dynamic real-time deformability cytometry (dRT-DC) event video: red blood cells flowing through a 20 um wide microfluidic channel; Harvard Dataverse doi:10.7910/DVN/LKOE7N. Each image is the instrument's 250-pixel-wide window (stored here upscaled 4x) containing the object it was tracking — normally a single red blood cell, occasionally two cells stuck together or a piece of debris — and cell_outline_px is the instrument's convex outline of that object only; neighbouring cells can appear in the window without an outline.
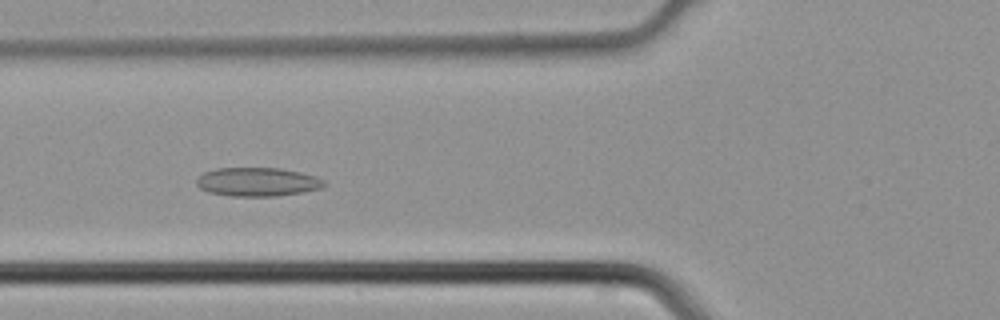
{"species": "common noctule bat (a hibernating species)", "species_latin": "Nyctalus noctula", "temperature_condition": "cold", "stored_images_in_passage": 46, "camera_frame_rate_fps": 3000, "um_per_image_px": 0.085, "animal": {"sex": "male", "body_mass_g": 21.5, "forearm_length_mm": 52.0}, "frame": {"image": 1, "passage_image": 17, "time_ms": 5.333, "image_size_px": [1000, 320], "cell_outline_px": [[328, 184], [320, 188], [304, 192], [276, 196], [228, 196], [208, 192], [200, 188], [196, 184], [196, 180], [204, 172], [216, 168], [280, 168], [300, 172], [316, 176], [324, 180]], "centroid_in_image_um": [21.89, 15.46], "position_along_channel_um": 103.9, "area_um2": 21.5}}
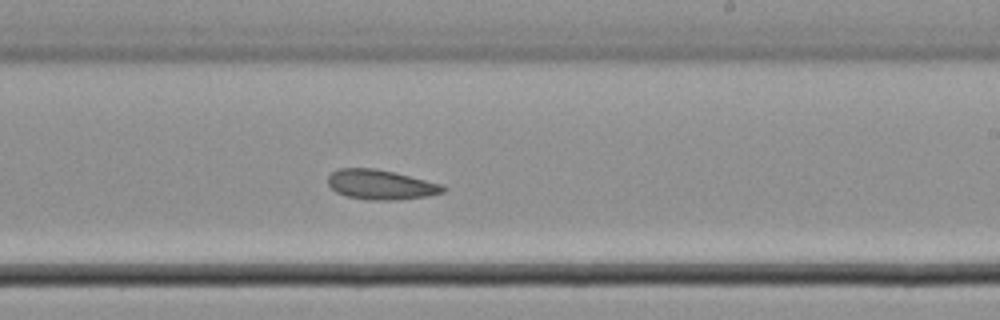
{"frame": {"image": 2, "passage_image": 27, "time_ms": 8.667, "image_size_px": [1000, 320], "cell_outline_px": [[448, 188], [444, 192], [428, 196], [396, 200], [368, 200], [348, 196], [336, 192], [328, 184], [328, 176], [332, 172], [340, 168], [376, 168], [444, 184]], "centroid_in_image_um": [32.4, 15.69], "position_along_channel_um": 256.6, "area_um2": 20.06}}
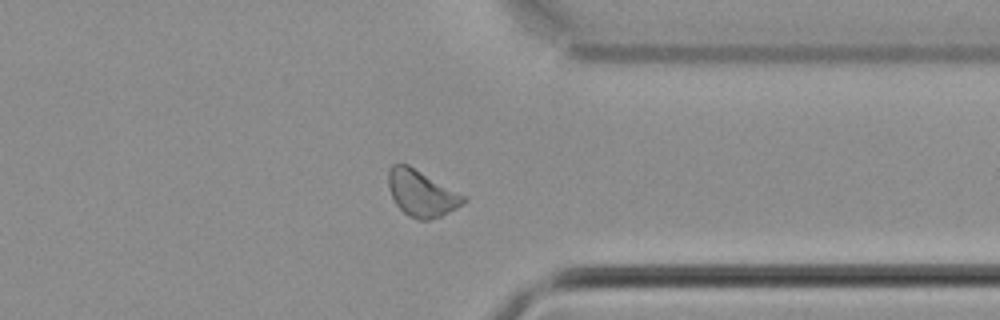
{"frame": {"image": 3, "passage_image": 35, "time_ms": 11.333, "image_size_px": [1000, 320], "cell_outline_px": [[468, 200], [464, 204], [440, 216], [428, 220], [420, 220], [408, 216], [396, 204], [388, 188], [388, 168], [392, 164], [408, 164], [468, 196]], "centroid_in_image_um": [35.86, 16.41], "position_along_channel_um": 375.5, "area_um2": 20.52}}